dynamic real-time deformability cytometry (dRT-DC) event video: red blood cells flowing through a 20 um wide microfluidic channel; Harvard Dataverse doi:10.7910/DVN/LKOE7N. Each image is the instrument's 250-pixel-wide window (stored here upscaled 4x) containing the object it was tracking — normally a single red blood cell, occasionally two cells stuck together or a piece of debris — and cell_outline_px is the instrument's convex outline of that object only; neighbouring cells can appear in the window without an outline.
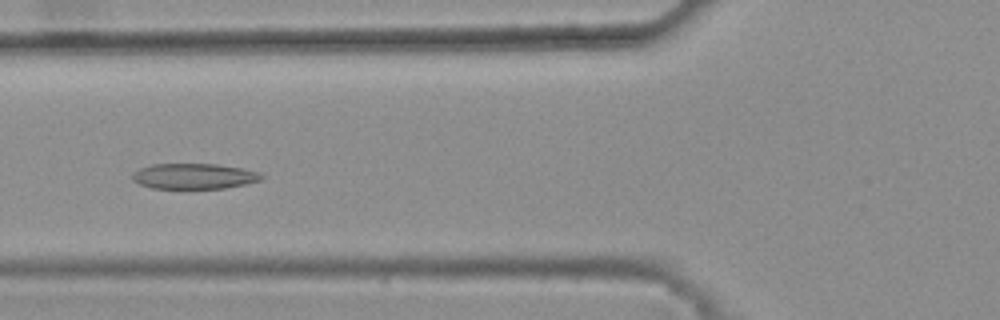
{"species": "common noctule bat (a hibernating species)", "species_latin": "Nyctalus noctula", "temperature_condition": "warm", "stored_images_in_passage": 34, "camera_frame_rate_fps": 3000, "um_per_image_px": 0.085, "animal": {"sex": "female", "body_mass_g": 25.1}, "frame": {"image": 1, "passage_image": 10, "time_ms": 3.0, "image_size_px": [1000, 320], "cell_outline_px": [[264, 176], [260, 180], [244, 184], [224, 188], [152, 188], [140, 184], [132, 180], [132, 172], [140, 168], [152, 164], [216, 164], [244, 168], [260, 172]], "centroid_in_image_um": [16.49, 14.97], "position_along_channel_um": 109.3, "area_um2": 19.19}}
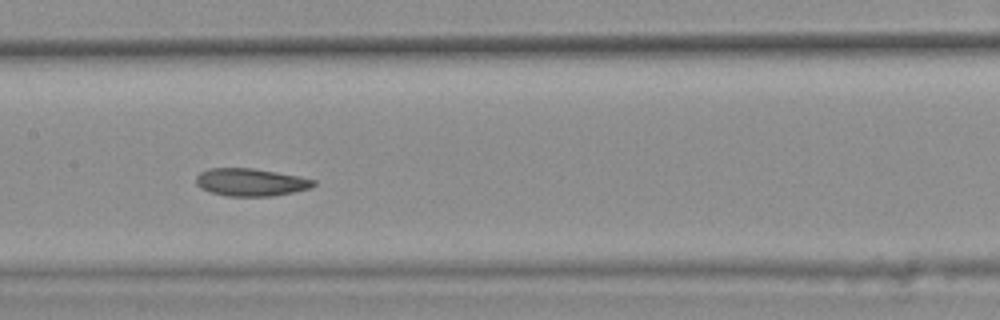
{"frame": {"image": 2, "passage_image": 16, "time_ms": 5.0, "image_size_px": [1000, 320], "cell_outline_px": [[316, 184], [312, 188], [272, 196], [228, 196], [208, 192], [200, 188], [196, 184], [196, 176], [200, 172], [208, 168], [252, 168], [300, 176], [316, 180]], "centroid_in_image_um": [21.3, 15.49], "position_along_channel_um": 186.1, "area_um2": 19.07}}
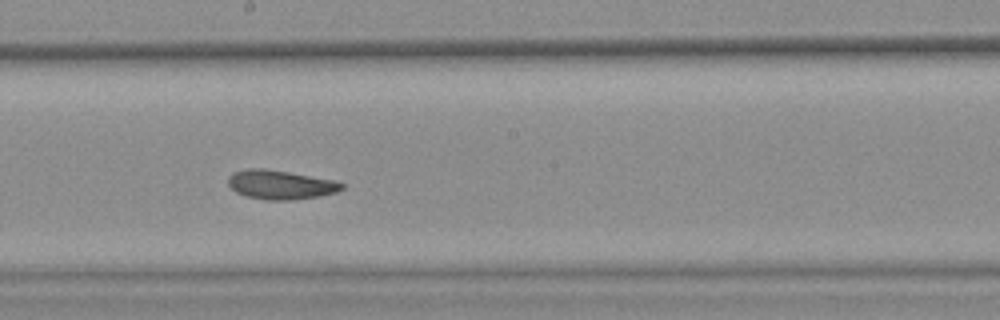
{"frame": {"image": 3, "passage_image": 19, "time_ms": 6.0, "image_size_px": [1000, 320], "cell_outline_px": [[344, 188], [336, 192], [320, 196], [292, 200], [264, 200], [248, 196], [236, 192], [228, 184], [228, 176], [232, 172], [248, 168], [264, 168], [288, 172], [332, 180], [344, 184]], "centroid_in_image_um": [23.81, 15.7], "position_along_channel_um": 224.4, "area_um2": 19.19}, "authors_computed_cell_mechanics": {"area_um2": 19.2185, "velocity_mm_per_s": 3.8366, "shape_relaxation_time_tau1_ms": null, "shape_relaxation_time_tau2_ms": 5.8833, "deformation_change_tau1": null, "deformation_change_tau2": 0.0943}}